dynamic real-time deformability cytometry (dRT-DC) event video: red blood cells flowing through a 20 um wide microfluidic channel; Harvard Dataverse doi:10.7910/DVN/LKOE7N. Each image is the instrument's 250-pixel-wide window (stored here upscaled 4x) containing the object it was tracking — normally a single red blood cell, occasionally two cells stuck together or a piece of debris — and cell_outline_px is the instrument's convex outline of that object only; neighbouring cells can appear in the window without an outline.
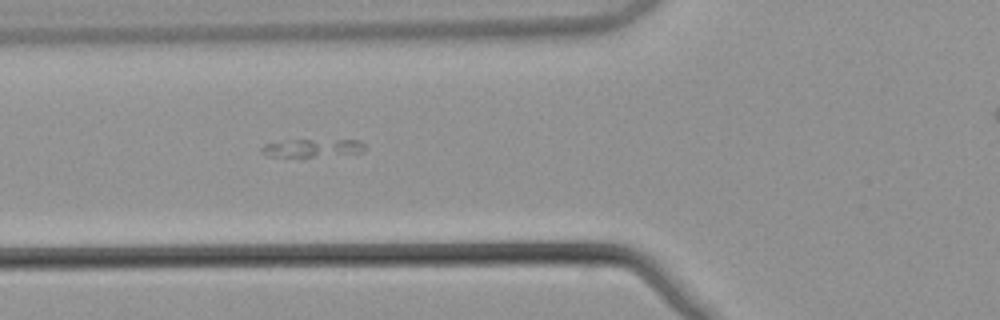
{"species": "common noctule bat (a hibernating species)", "species_latin": "Nyctalus noctula", "temperature_condition": "warm", "stored_images_in_passage": 43, "camera_frame_rate_fps": 3000, "um_per_image_px": 0.085, "animal": {"sex": "male", "body_mass_g": 21.5, "forearm_length_mm": 52.0}, "frame": {"image": 1, "passage_image": 20, "time_ms": 6.333, "image_size_px": [1000, 320], "cell_outline_px": [[368, 148], [364, 152], [304, 160], [272, 156], [260, 152], [260, 148], [264, 144], [296, 140], [356, 140], [364, 144]], "centroid_in_image_um": [26.58, 12.65], "position_along_channel_um": 99.2, "area_um2": 11.68}}
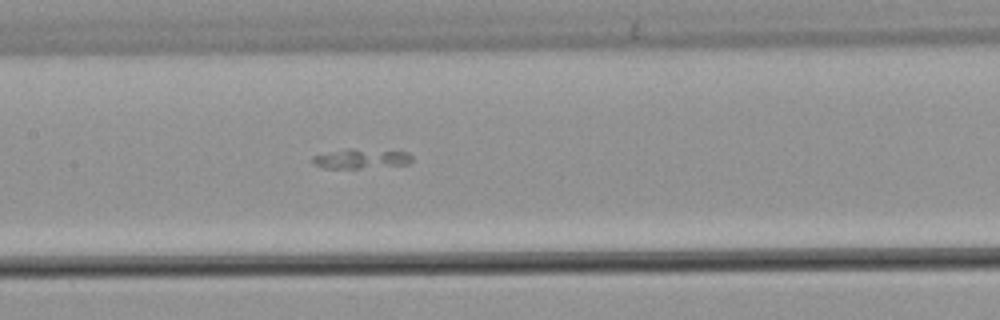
{"frame": {"image": 2, "passage_image": 26, "time_ms": 8.333, "image_size_px": [1000, 320], "cell_outline_px": [[412, 160], [408, 164], [360, 168], [324, 168], [312, 164], [312, 156], [352, 148], [408, 152], [412, 156]], "centroid_in_image_um": [30.7, 13.49], "position_along_channel_um": 176.7, "area_um2": 11.27}}
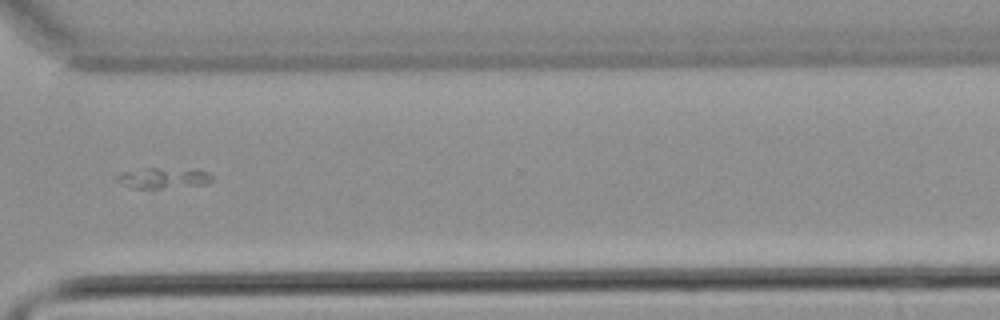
{"frame": {"image": 3, "passage_image": 40, "time_ms": 13.0, "image_size_px": [1000, 320], "cell_outline_px": [[212, 180], [208, 184], [160, 188], [132, 188], [116, 180], [116, 176], [124, 172], [144, 168], [160, 168], [208, 172], [212, 176]], "centroid_in_image_um": [13.86, 15.14], "position_along_channel_um": 356.7, "area_um2": 11.04}}